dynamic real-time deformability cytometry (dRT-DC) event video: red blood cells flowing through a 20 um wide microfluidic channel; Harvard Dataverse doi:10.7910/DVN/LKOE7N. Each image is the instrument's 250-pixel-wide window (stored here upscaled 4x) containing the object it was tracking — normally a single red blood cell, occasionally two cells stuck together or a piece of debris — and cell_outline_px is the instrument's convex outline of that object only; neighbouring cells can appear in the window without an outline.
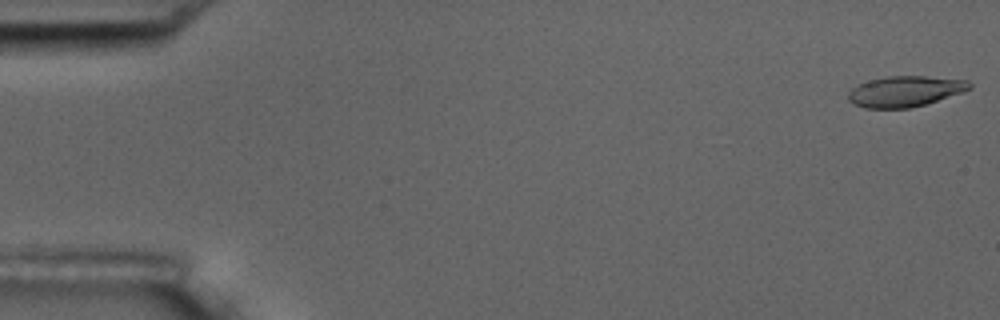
{"species": "common noctule bat (a hibernating species)", "species_latin": "Nyctalus noctula", "temperature_condition": "room temperature", "stored_images_in_passage": 6, "camera_frame_rate_fps": 3000, "um_per_image_px": 0.085, "animal": {"sex": "male", "body_mass_g": 17.5, "forearm_length_mm": 52.3}, "frame": {"image": 1, "passage_image": 1, "time_ms": 0.0, "image_size_px": [1000, 320], "cell_outline_px": [[972, 88], [964, 92], [924, 104], [908, 108], [864, 108], [852, 104], [848, 100], [848, 92], [852, 88], [860, 84], [872, 80], [888, 76], [924, 76], [968, 80], [972, 84]], "centroid_in_image_um": [76.94, 7.77], "position_along_channel_um": 8.1, "area_um2": 21.62}}
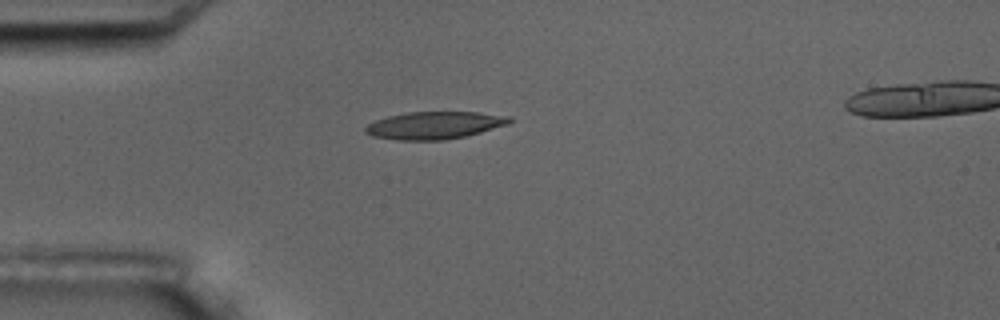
{"frame": {"image": 2, "passage_image": 5, "time_ms": 4.667, "image_size_px": [1000, 320], "cell_outline_px": [[512, 120], [508, 124], [480, 132], [464, 136], [444, 140], [400, 140], [372, 136], [364, 132], [364, 128], [368, 124], [376, 120], [388, 116], [404, 112], [480, 112], [512, 116]], "centroid_in_image_um": [36.93, 10.64], "position_along_channel_um": 48.1, "area_um2": 23.06}}